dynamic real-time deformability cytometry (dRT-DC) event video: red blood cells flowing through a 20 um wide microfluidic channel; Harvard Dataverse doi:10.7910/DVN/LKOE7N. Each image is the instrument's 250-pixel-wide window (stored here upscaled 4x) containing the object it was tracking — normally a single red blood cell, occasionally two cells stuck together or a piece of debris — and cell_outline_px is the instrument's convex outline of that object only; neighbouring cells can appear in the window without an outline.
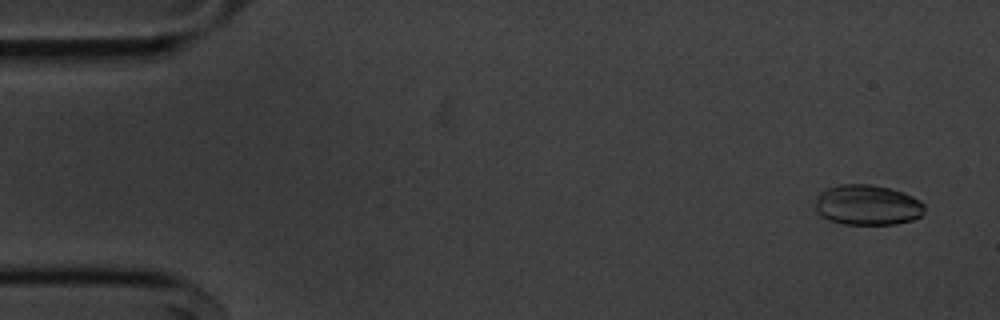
{"species": "common noctule bat (a hibernating species)", "species_latin": "Nyctalus noctula", "temperature_condition": "cold", "stored_images_in_passage": 14, "camera_frame_rate_fps": 3000, "um_per_image_px": 0.085, "animal": {"sex": "male", "body_mass_g": 20.1, "forearm_length_mm": 53.5}, "frame": {"image": 1, "passage_image": 3, "time_ms": 0.667, "image_size_px": [1000, 320], "cell_outline_px": [[924, 212], [920, 216], [912, 220], [896, 224], [844, 224], [828, 220], [820, 216], [816, 212], [816, 200], [820, 192], [828, 188], [840, 184], [868, 184], [888, 188], [912, 196], [920, 200], [924, 204]], "centroid_in_image_um": [73.71, 17.43], "position_along_channel_um": 11.3, "area_um2": 25.61}}